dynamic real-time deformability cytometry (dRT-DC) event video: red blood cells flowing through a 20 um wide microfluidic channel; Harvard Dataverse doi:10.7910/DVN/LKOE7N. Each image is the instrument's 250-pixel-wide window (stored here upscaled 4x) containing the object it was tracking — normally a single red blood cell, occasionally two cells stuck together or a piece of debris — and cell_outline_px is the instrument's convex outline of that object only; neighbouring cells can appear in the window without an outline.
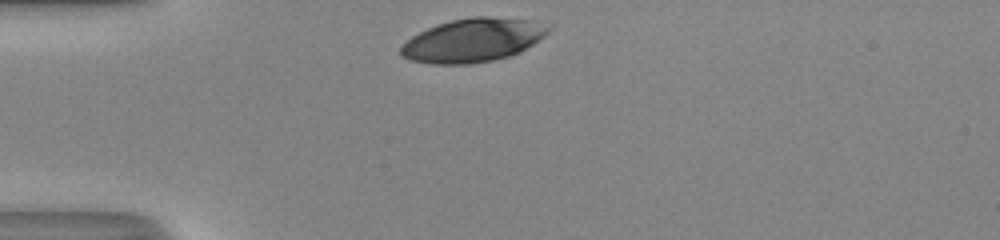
{"species": "human", "species_latin": "Homo sapiens", "temperature_condition": "room temperature", "stored_images_in_passage": 28, "camera_frame_rate_fps": 3000, "um_per_image_px": 0.085, "donor": {"sex": "male"}, "frame": {"image": 1, "passage_image": 1, "time_ms": 0.0, "image_size_px": [1000, 240], "cell_outline_px": [[552, 28], [544, 36], [520, 52], [508, 56], [492, 60], [468, 64], [432, 64], [408, 60], [400, 56], [400, 48], [412, 36], [436, 24], [452, 20], [472, 16], [488, 16], [532, 20], [552, 24]], "centroid_in_image_um": [40.22, 3.41], "position_along_channel_um": 44.8, "area_um2": 37.63}}
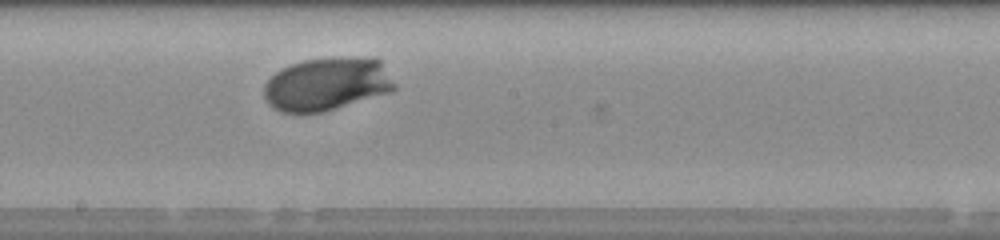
{"frame": {"image": 2, "passage_image": 16, "time_ms": 5.0, "image_size_px": [1000, 240], "cell_outline_px": [[396, 88], [392, 92], [324, 112], [280, 112], [268, 104], [264, 96], [264, 84], [280, 68], [304, 60], [328, 56], [372, 56], [380, 60], [396, 84]], "centroid_in_image_um": [27.82, 7.11], "position_along_channel_um": 220.4, "area_um2": 41.15}}
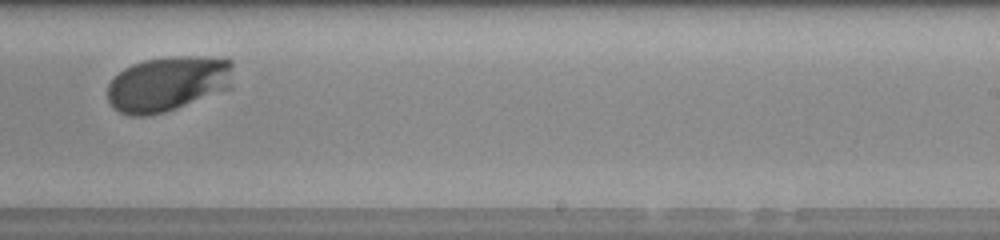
{"frame": {"image": 3, "passage_image": 20, "time_ms": 6.333, "image_size_px": [1000, 240], "cell_outline_px": [[232, 88], [176, 108], [164, 112], [144, 116], [132, 116], [120, 112], [108, 100], [108, 84], [124, 68], [132, 64], [144, 60], [168, 56], [200, 56], [232, 60]], "centroid_in_image_um": [14.3, 7.1], "position_along_channel_um": 274.7, "area_um2": 40.4}, "authors_computed_cell_mechanics": {"area_um2": 39.3907, "velocity_mm_per_s": 4.0833, "shape_relaxation_time_tau1_ms": 1.9206, "shape_relaxation_time_tau2_ms": null, "deformation_change_tau1": 0.1532, "deformation_change_tau2": null}}